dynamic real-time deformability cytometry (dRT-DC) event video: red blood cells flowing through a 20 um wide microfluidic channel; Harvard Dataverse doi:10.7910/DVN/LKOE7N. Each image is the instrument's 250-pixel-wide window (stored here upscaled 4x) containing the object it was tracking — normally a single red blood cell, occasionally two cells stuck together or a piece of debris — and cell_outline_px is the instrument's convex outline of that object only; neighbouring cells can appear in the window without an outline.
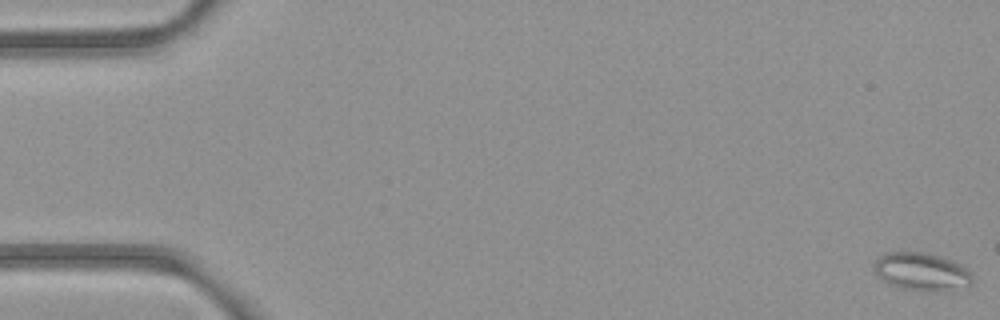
{"species": "common noctule bat (a hibernating species)", "species_latin": "Nyctalus noctula", "temperature_condition": "room temperature", "stored_images_in_passage": 5, "camera_frame_rate_fps": 3000, "um_per_image_px": 0.085, "animal": {"sex": "female", "body_mass_g": 21.9}, "frame": {"image": 1, "passage_image": 5, "time_ms": 5.333, "image_size_px": [1000, 320], "cell_outline_px": [[972, 284], [952, 292], [920, 292], [900, 288], [888, 284], [880, 280], [876, 276], [872, 268], [872, 264], [884, 252], [928, 252], [952, 260], [968, 268], [972, 272]], "centroid_in_image_um": [78.34, 23.13], "position_along_channel_um": 6.7, "area_um2": 22.83}}